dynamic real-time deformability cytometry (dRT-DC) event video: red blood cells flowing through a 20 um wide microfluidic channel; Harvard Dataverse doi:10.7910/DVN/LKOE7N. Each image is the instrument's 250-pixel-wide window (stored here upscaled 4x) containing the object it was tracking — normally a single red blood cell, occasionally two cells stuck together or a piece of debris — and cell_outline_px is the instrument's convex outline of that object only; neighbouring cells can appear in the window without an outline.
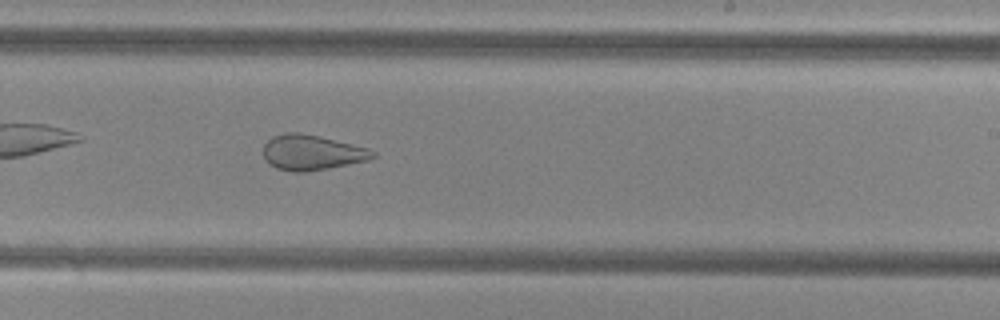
{"species": "common noctule bat (a hibernating species)", "species_latin": "Nyctalus noctula", "temperature_condition": "cold", "stored_images_in_passage": 38, "camera_frame_rate_fps": 3000, "um_per_image_px": 0.085, "animal": {"sex": "female", "body_mass_g": 29.2, "forearm_length_mm": 56.3}, "frame": {"image": 1, "passage_image": 17, "time_ms": 5.333, "image_size_px": [1000, 320], "cell_outline_px": [[376, 156], [368, 160], [328, 168], [304, 172], [292, 172], [276, 168], [268, 164], [264, 156], [264, 144], [272, 136], [284, 132], [300, 132], [320, 136], [368, 148], [376, 152]], "centroid_in_image_um": [26.48, 12.95], "position_along_channel_um": 262.5, "area_um2": 22.54}, "authors_computed_cell_mechanics": {"area_um2": 27.0793, "velocity_mm_per_s": 3.8162, "shape_relaxation_time_tau1_ms": null, "shape_relaxation_time_tau2_ms": 1.7503, "deformation_change_tau1": null, "deformation_change_tau2": 0.0972}}